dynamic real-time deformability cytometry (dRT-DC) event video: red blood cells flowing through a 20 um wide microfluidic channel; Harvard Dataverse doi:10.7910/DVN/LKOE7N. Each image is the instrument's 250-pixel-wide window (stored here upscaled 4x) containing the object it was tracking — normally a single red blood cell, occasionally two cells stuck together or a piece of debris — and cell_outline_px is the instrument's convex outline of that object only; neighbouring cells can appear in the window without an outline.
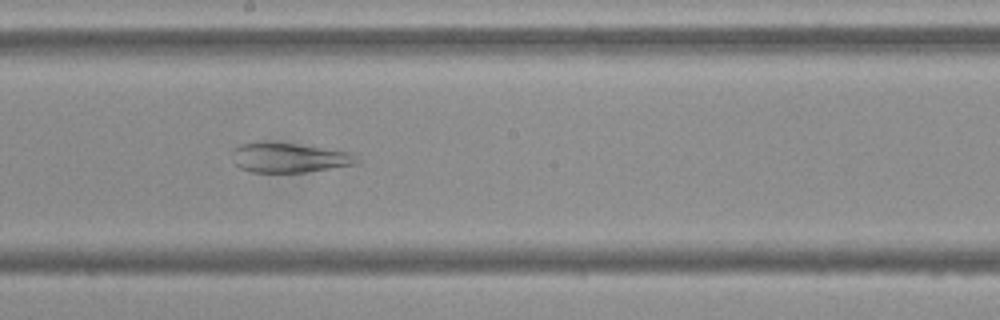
{"species": "Egyptian fruit bat (a non-hibernating species)", "species_latin": "Rousettus aegyptiacus", "temperature_condition": "cold", "stored_images_in_passage": 35, "camera_frame_rate_fps": 3000, "um_per_image_px": 0.085, "frame": {"image": 1, "passage_image": 20, "time_ms": 6.333, "image_size_px": [1000, 320], "cell_outline_px": [[360, 164], [304, 172], [252, 172], [240, 168], [232, 160], [232, 148], [240, 144], [296, 144], [352, 152], [360, 160]], "centroid_in_image_um": [24.63, 13.43], "position_along_channel_um": 223.6, "area_um2": 21.21}, "authors_computed_cell_mechanics": {"area_um2": 28.1486, "velocity_mm_per_s": 3.6701, "shape_relaxation_time_tau1_ms": null, "shape_relaxation_time_tau2_ms": 0.923, "deformation_change_tau1": null, "deformation_change_tau2": 0.0877}}